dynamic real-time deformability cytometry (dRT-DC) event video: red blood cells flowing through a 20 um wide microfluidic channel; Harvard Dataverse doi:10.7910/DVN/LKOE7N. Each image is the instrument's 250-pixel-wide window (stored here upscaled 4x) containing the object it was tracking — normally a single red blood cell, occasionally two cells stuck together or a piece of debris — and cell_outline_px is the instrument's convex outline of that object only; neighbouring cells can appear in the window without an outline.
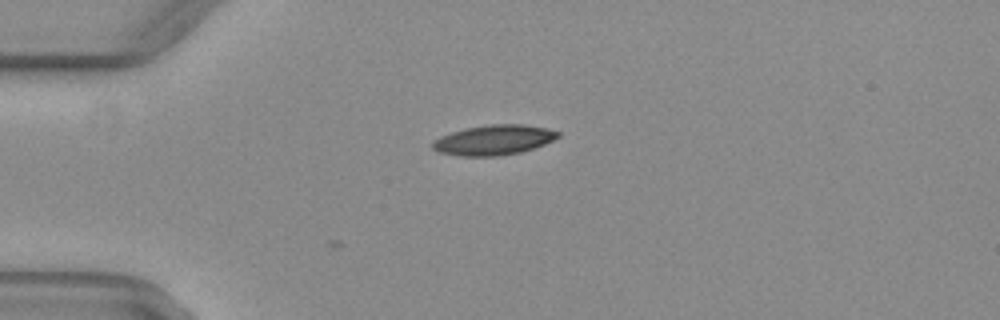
{"species": "common noctule bat (a hibernating species)", "species_latin": "Nyctalus noctula", "temperature_condition": "warm", "stored_images_in_passage": 2, "camera_frame_rate_fps": 3000, "um_per_image_px": 0.085, "animal": {"sex": "female", "body_mass_g": 29.2, "forearm_length_mm": 56.3}, "frame": {"image": 1, "passage_image": 2, "time_ms": 0.333, "image_size_px": [1000, 320], "cell_outline_px": [[560, 136], [544, 144], [520, 152], [496, 156], [460, 156], [440, 152], [432, 148], [432, 140], [440, 136], [464, 128], [488, 124], [524, 124], [548, 128], [560, 132]], "centroid_in_image_um": [41.96, 11.88], "position_along_channel_um": 43.0, "area_um2": 21.96}}